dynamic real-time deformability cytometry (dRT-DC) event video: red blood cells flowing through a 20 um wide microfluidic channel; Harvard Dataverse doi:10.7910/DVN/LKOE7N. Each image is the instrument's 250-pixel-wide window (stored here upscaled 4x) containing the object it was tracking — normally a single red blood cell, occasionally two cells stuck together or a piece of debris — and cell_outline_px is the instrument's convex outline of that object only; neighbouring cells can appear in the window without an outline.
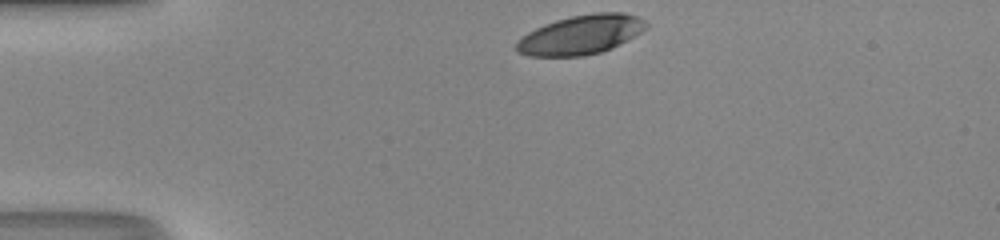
{"species": "human", "species_latin": "Homo sapiens", "temperature_condition": "room temperature", "stored_images_in_passage": 30, "camera_frame_rate_fps": 3000, "um_per_image_px": 0.085, "donor": {"sex": "male"}, "frame": {"image": 1, "passage_image": 1, "time_ms": 0.0, "image_size_px": [1000, 240], "cell_outline_px": [[648, 28], [628, 40], [612, 48], [600, 52], [584, 56], [528, 56], [516, 52], [516, 40], [528, 32], [544, 24], [556, 20], [572, 16], [596, 12], [624, 12], [636, 16], [644, 20], [648, 24]], "centroid_in_image_um": [49.37, 2.95], "position_along_channel_um": 35.6, "area_um2": 29.82}}
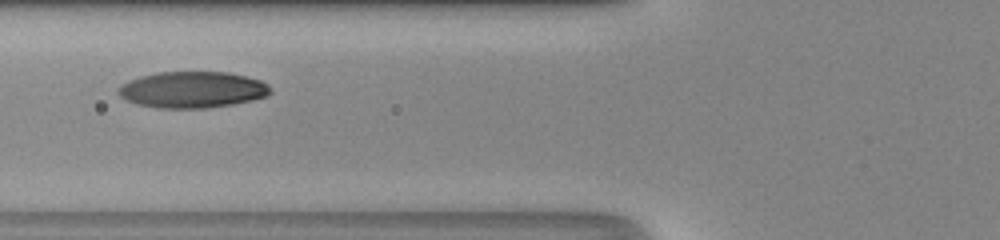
{"frame": {"image": 2, "passage_image": 10, "time_ms": 3.0, "image_size_px": [1000, 240], "cell_outline_px": [[272, 92], [268, 96], [252, 100], [232, 104], [208, 108], [160, 108], [136, 104], [120, 96], [116, 92], [116, 88], [120, 84], [128, 80], [140, 76], [156, 72], [228, 72], [260, 80], [268, 84]], "centroid_in_image_um": [16.32, 7.62], "position_along_channel_um": 109.5, "area_um2": 32.43}}
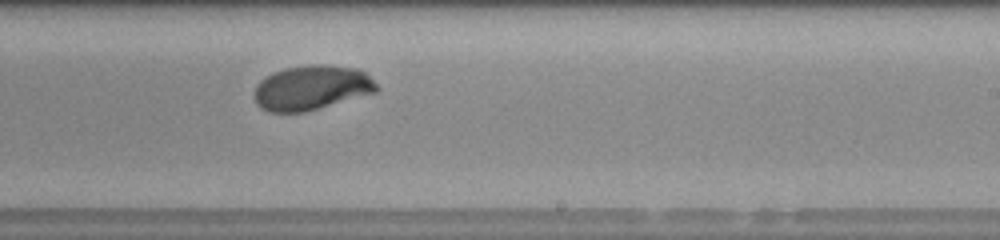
{"frame": {"image": 3, "passage_image": 21, "time_ms": 6.667, "image_size_px": [1000, 240], "cell_outline_px": [[380, 88], [376, 92], [304, 112], [268, 112], [260, 108], [256, 104], [256, 84], [260, 80], [284, 68], [312, 64], [324, 64], [360, 68]], "centroid_in_image_um": [26.5, 7.45], "position_along_channel_um": 262.5, "area_um2": 31.67}, "authors_computed_cell_mechanics": {"area_um2": 32.0212, "velocity_mm_per_s": 4.1802, "shape_relaxation_time_tau1_ms": 3.9696, "shape_relaxation_time_tau2_ms": 1.2305, "deformation_change_tau1": 0.1796, "deformation_change_tau2": 0.041}}